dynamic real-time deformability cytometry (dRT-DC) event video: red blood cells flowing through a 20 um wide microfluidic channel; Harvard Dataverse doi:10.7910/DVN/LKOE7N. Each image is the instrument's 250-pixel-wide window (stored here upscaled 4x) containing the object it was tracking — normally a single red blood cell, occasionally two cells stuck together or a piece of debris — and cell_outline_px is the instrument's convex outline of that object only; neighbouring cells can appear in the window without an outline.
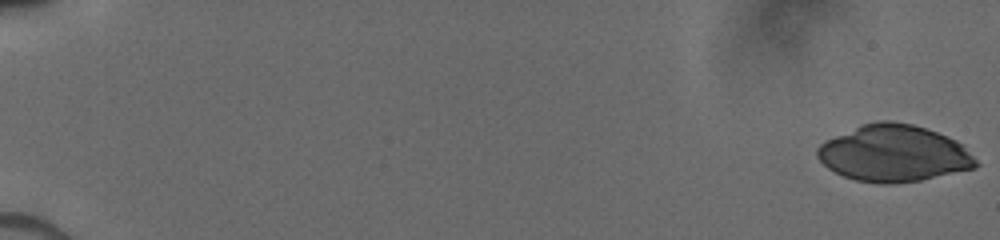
{"species": "human", "species_latin": "Homo sapiens", "temperature_condition": "cold", "stored_images_in_passage": 40, "camera_frame_rate_fps": 3000, "um_per_image_px": 0.085, "donor": {"sex": "male"}, "frame": {"image": 1, "passage_image": 1, "time_ms": 0.0, "image_size_px": [1000, 240], "cell_outline_px": [[980, 164], [976, 168], [920, 180], [888, 184], [880, 184], [856, 180], [844, 176], [828, 168], [816, 156], [816, 148], [824, 140], [864, 124], [876, 120], [892, 120], [912, 124], [948, 136], [956, 140]], "centroid_in_image_um": [75.95, 13.04], "position_along_channel_um": 9.0, "area_um2": 52.14}}
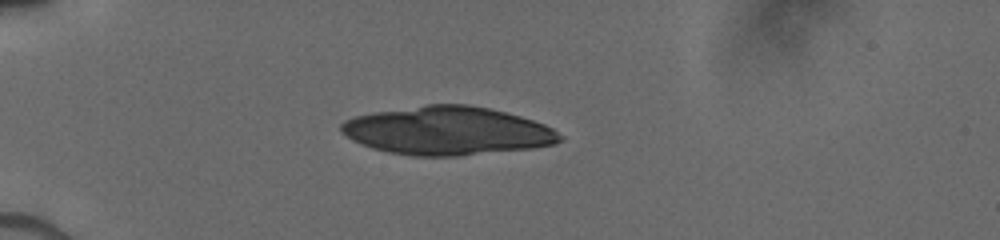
{"frame": {"image": 2, "passage_image": 20, "time_ms": 5.0, "image_size_px": [1000, 240], "cell_outline_px": [[564, 140], [556, 144], [532, 148], [460, 156], [412, 156], [388, 152], [372, 148], [360, 144], [352, 140], [340, 132], [340, 124], [344, 120], [356, 116], [376, 112], [428, 104], [468, 104], [488, 108], [520, 116], [544, 124], [552, 128], [564, 136]], "centroid_in_image_um": [38.04, 11.13], "position_along_channel_um": 47.0, "area_um2": 61.79}}